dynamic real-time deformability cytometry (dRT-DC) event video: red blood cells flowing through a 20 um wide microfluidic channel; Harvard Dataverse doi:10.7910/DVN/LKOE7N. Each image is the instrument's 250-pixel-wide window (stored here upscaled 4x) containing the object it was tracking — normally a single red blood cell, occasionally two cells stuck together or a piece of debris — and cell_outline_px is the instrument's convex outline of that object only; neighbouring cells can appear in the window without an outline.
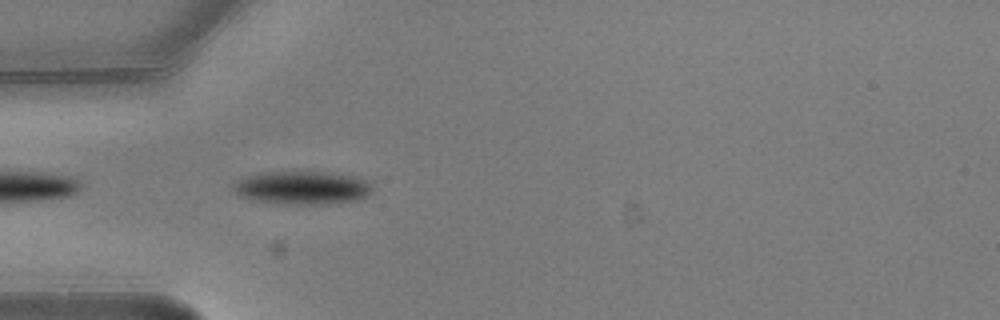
{"species": "common noctule bat (a hibernating species)", "species_latin": "Nyctalus noctula", "temperature_condition": "warm", "stored_images_in_passage": 5, "camera_frame_rate_fps": 3000, "um_per_image_px": 0.085, "animal": {"sex": "male", "body_mass_g": 20.5, "forearm_length_mm": 52.5}, "frame": {"image": 1, "passage_image": 5, "time_ms": 1.333, "image_size_px": [1000, 320], "cell_outline_px": [[372, 192], [360, 200], [332, 204], [288, 204], [260, 200], [240, 196], [232, 188], [240, 180], [248, 176], [260, 172], [308, 168], [352, 176], [368, 180], [372, 188]], "centroid_in_image_um": [25.78, 15.9], "position_along_channel_um": 59.2, "area_um2": 27.74}}